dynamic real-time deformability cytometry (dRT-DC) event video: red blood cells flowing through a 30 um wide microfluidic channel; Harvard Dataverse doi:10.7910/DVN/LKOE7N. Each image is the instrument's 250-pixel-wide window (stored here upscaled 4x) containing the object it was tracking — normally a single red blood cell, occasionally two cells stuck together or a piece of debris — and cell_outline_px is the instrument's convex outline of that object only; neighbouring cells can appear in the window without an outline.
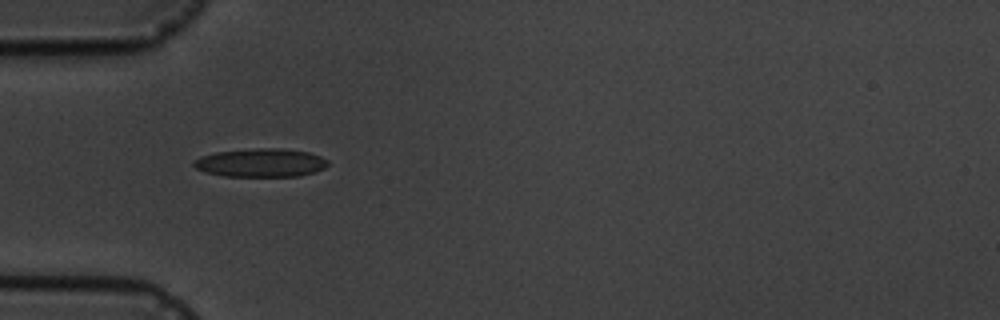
{"species": "common noctule bat (a hibernating species)", "species_latin": "Nyctalus noctula", "temperature_condition": "cold", "stored_images_in_passage": 8, "camera_frame_rate_fps": 3000, "um_per_image_px": 0.085, "animal": {"sex": "male", "body_mass_g": 19.5, "forearm_length_mm": 54.6}, "frame": {"image": 1, "passage_image": 1, "time_ms": 0.0, "image_size_px": [1000, 320], "cell_outline_px": [[328, 164], [324, 168], [316, 172], [300, 176], [224, 176], [204, 172], [196, 168], [192, 164], [192, 160], [200, 156], [216, 152], [256, 148], [280, 148], [308, 152], [320, 156], [328, 160]], "centroid_in_image_um": [22.15, 13.83], "position_along_channel_um": 62.9, "area_um2": 22.37}}
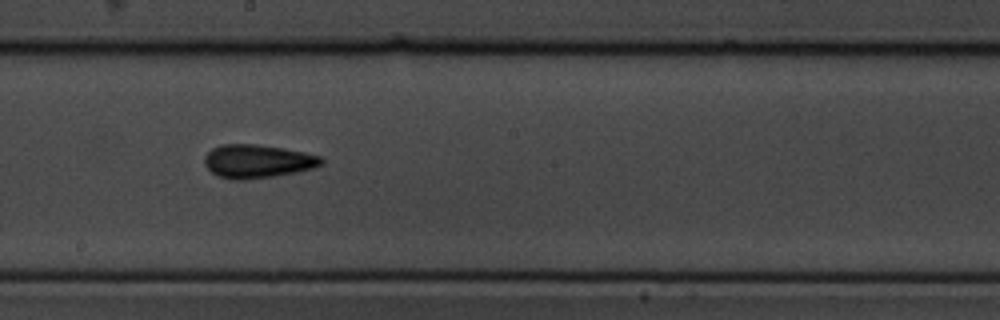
{"frame": {"image": 2, "passage_image": 5, "time_ms": 4.667, "image_size_px": [1000, 320], "cell_outline_px": [[324, 164], [312, 168], [296, 172], [272, 176], [244, 180], [232, 180], [220, 176], [212, 172], [204, 164], [204, 156], [212, 148], [220, 144], [256, 144], [304, 152], [320, 156], [324, 160]], "centroid_in_image_um": [21.87, 13.7], "position_along_channel_um": 226.3, "area_um2": 22.66}}
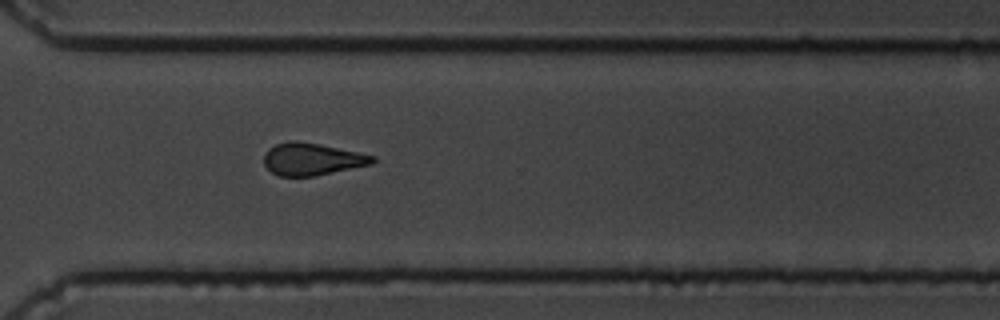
{"frame": {"image": 3, "passage_image": 8, "time_ms": 8.0, "image_size_px": [1000, 320], "cell_outline_px": [[376, 160], [372, 164], [316, 176], [280, 176], [272, 172], [264, 164], [264, 152], [268, 148], [276, 144], [292, 140], [296, 140], [320, 144], [376, 156]], "centroid_in_image_um": [26.51, 13.52], "position_along_channel_um": 344.1, "area_um2": 20.46}}